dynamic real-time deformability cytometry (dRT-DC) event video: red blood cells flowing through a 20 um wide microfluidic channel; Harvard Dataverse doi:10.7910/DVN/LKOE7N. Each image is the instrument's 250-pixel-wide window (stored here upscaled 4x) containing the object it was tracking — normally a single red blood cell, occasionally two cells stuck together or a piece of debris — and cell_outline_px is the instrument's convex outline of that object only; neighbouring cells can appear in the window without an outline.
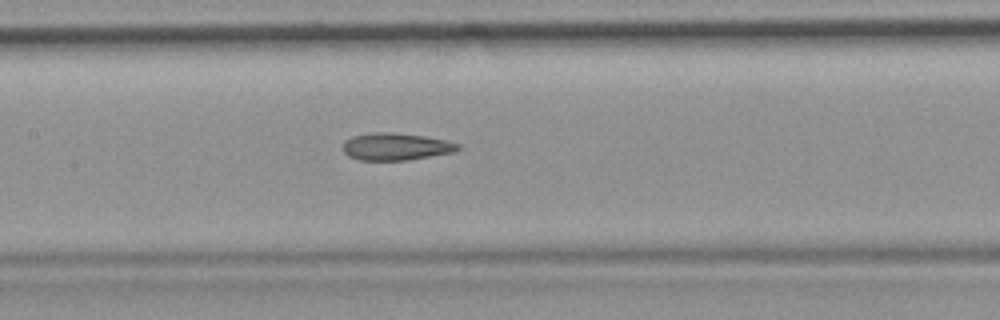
{"species": "common noctule bat (a hibernating species)", "species_latin": "Nyctalus noctula", "temperature_condition": "room temperature", "stored_images_in_passage": 46, "camera_frame_rate_fps": 3000, "um_per_image_px": 0.085, "animal": {"sex": "female", "body_mass_g": 19.9}, "frame": {"image": 1, "passage_image": 20, "time_ms": 6.333, "image_size_px": [1000, 320], "cell_outline_px": [[460, 148], [452, 152], [408, 160], [360, 160], [348, 156], [344, 152], [344, 144], [352, 136], [376, 132], [392, 132], [424, 136], [444, 140], [460, 144]], "centroid_in_image_um": [33.65, 12.46], "position_along_channel_um": 173.8, "area_um2": 17.98}, "authors_computed_cell_mechanics": {"area_um2": 18.785, "velocity_mm_per_s": 3.9957, "shape_relaxation_time_tau1_ms": null, "shape_relaxation_time_tau2_ms": 3.643, "deformation_change_tau1": null, "deformation_change_tau2": 0.1232}}